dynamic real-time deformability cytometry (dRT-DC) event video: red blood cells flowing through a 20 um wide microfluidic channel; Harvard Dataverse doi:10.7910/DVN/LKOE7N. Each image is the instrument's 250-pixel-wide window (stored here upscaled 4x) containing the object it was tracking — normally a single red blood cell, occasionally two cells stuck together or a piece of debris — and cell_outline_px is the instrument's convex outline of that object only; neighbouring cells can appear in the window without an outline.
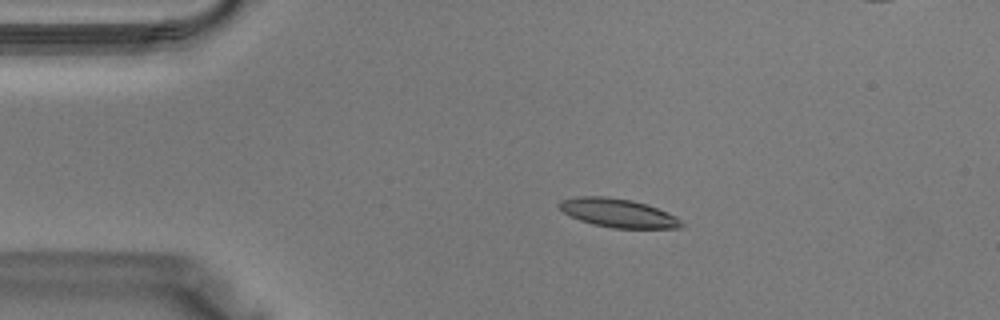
{"species": "Egyptian fruit bat (a non-hibernating species)", "species_latin": "Rousettus aegyptiacus", "temperature_condition": "warm", "stored_images_in_passage": 38, "segment_of_instrument_passage": [1, 2], "camera_frame_rate_fps": 3000, "um_per_image_px": 0.085, "animal": {"sex": "male"}, "frame": {"image": 1, "passage_image": 6, "time_ms": 1.667, "image_size_px": [1000, 320], "cell_outline_px": [[684, 224], [680, 228], [612, 228], [592, 224], [580, 220], [564, 212], [560, 208], [560, 200], [576, 196], [604, 196], [632, 200], [648, 204], [676, 216]], "centroid_in_image_um": [52.55, 18.1], "position_along_channel_um": 32.4, "area_um2": 20.35}}
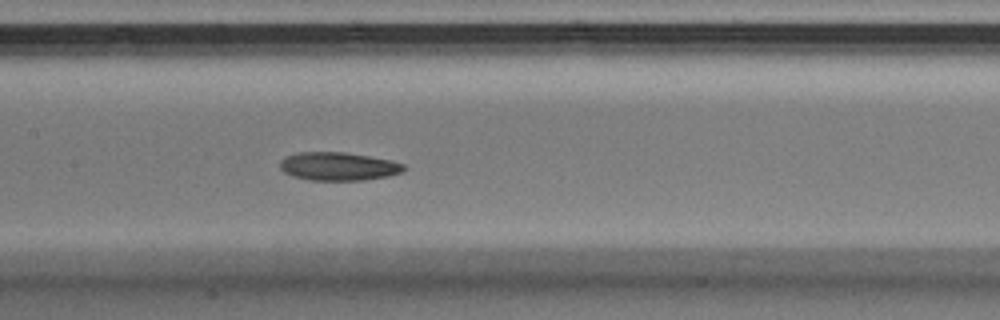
{"frame": {"image": 2, "passage_image": 17, "time_ms": 5.333, "image_size_px": [1000, 320], "cell_outline_px": [[404, 168], [400, 172], [388, 176], [364, 180], [308, 180], [292, 176], [284, 172], [280, 168], [280, 160], [284, 156], [296, 152], [344, 152], [392, 160], [404, 164]], "centroid_in_image_um": [28.71, 14.13], "position_along_channel_um": 178.7, "area_um2": 20.46}}
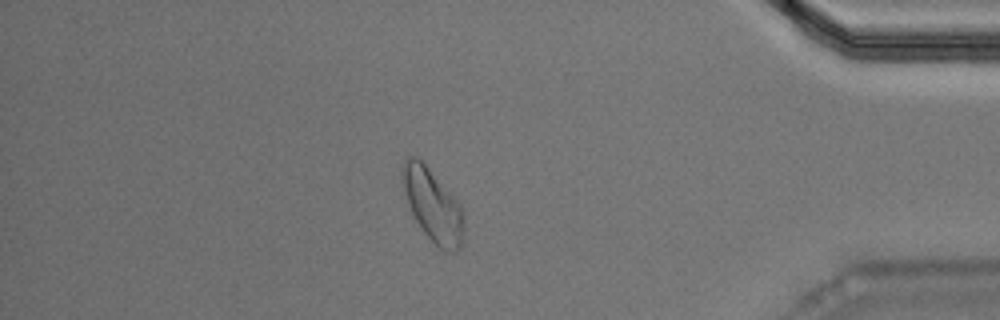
{"frame": {"image": 3, "passage_image": 32, "time_ms": 10.333, "image_size_px": [1000, 320], "cell_outline_px": [[464, 232], [460, 248], [456, 252], [448, 252], [440, 248], [424, 232], [416, 220], [412, 212], [400, 180], [400, 172], [404, 160], [408, 156], [416, 156], [428, 168], [460, 204], [464, 220]], "centroid_in_image_um": [36.77, 17.44], "position_along_channel_um": 398.4, "area_um2": 25.66}}